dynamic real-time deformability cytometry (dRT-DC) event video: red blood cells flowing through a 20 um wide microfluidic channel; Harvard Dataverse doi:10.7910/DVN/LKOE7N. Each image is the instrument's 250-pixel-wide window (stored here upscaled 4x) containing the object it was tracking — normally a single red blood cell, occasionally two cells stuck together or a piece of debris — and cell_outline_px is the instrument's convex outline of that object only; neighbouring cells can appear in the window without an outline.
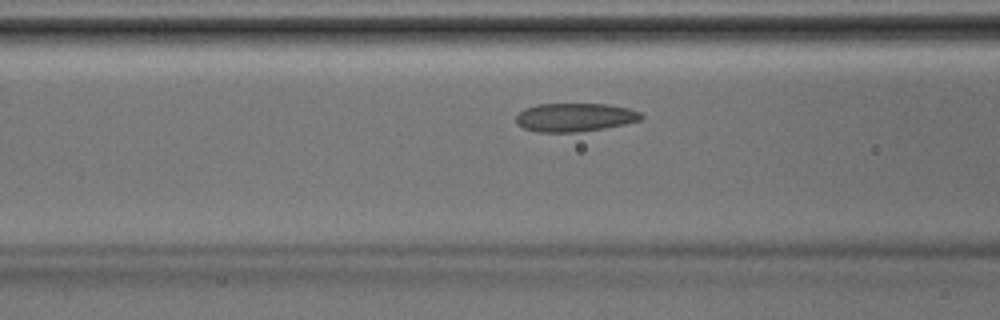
{"species": "Egyptian fruit bat (a non-hibernating species)", "species_latin": "Rousettus aegyptiacus", "temperature_condition": "room temperature", "stored_images_in_passage": 36, "camera_frame_rate_fps": 3000, "um_per_image_px": 0.085, "animal": {"sex": "male"}, "frame": {"image": 1, "passage_image": 11, "time_ms": 3.333, "image_size_px": [1000, 320], "cell_outline_px": [[644, 116], [640, 120], [624, 124], [604, 128], [576, 132], [536, 132], [524, 128], [516, 124], [516, 116], [524, 108], [536, 104], [608, 104], [628, 108], [640, 112]], "centroid_in_image_um": [48.84, 9.97], "position_along_channel_um": 117.8, "area_um2": 20.81}}
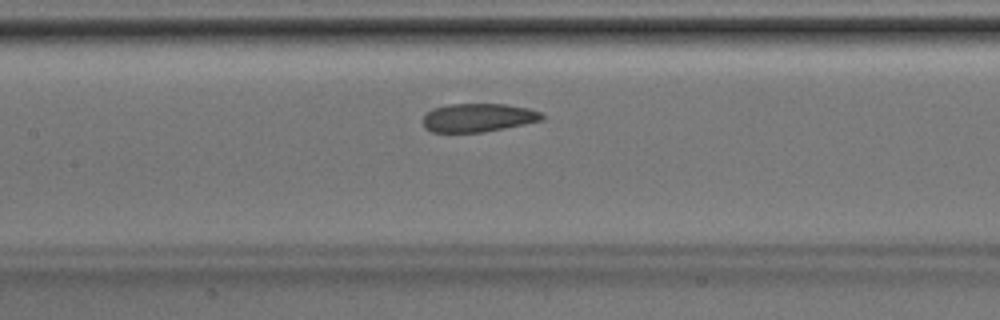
{"frame": {"image": 2, "passage_image": 14, "time_ms": 4.333, "image_size_px": [1000, 320], "cell_outline_px": [[544, 120], [484, 132], [432, 132], [424, 128], [424, 116], [432, 108], [448, 104], [504, 104], [528, 108], [540, 112], [544, 116]], "centroid_in_image_um": [40.64, 10.0], "position_along_channel_um": 166.8, "area_um2": 19.71}}
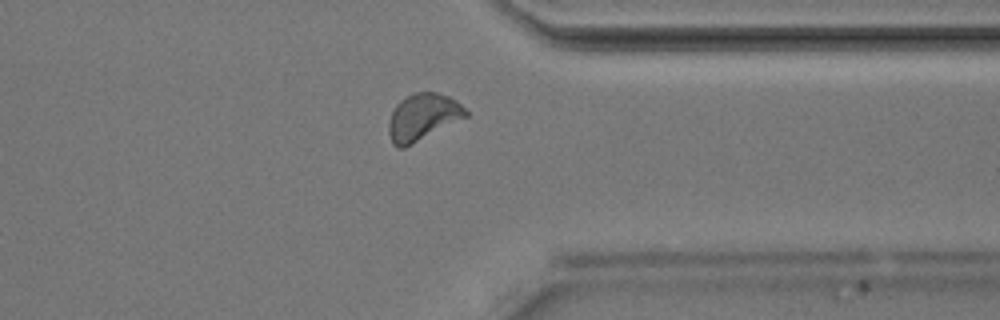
{"frame": {"image": 3, "passage_image": 27, "time_ms": 8.667, "image_size_px": [1000, 320], "cell_outline_px": [[468, 116], [404, 148], [396, 148], [392, 144], [388, 132], [388, 124], [392, 112], [396, 104], [400, 100], [412, 92], [436, 92], [448, 96], [456, 100], [468, 112]], "centroid_in_image_um": [35.91, 9.95], "position_along_channel_um": 375.5, "area_um2": 21.04}}